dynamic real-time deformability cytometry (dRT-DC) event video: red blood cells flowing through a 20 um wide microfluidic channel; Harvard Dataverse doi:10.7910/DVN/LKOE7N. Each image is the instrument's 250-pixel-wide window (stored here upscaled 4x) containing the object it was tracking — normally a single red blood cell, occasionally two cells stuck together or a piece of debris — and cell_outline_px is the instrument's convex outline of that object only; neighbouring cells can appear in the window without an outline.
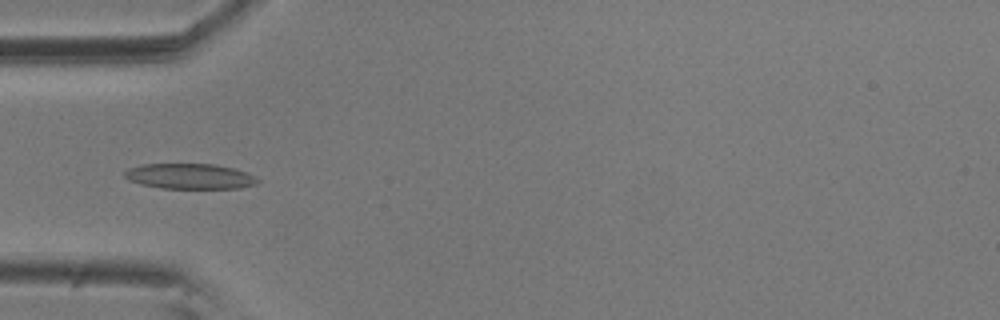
{"species": "common noctule bat (a hibernating species)", "species_latin": "Nyctalus noctula", "temperature_condition": "room temperature", "stored_images_in_passage": 5, "camera_frame_rate_fps": 3000, "um_per_image_px": 0.085, "animal": {"sex": "male", "body_mass_g": 20.5, "forearm_length_mm": 52.5}, "frame": {"image": 1, "passage_image": 4, "time_ms": 1.0, "image_size_px": [1000, 320], "cell_outline_px": [[260, 180], [256, 184], [240, 188], [160, 188], [140, 184], [128, 180], [124, 176], [124, 172], [128, 168], [144, 164], [216, 164], [232, 168], [256, 176]], "centroid_in_image_um": [16.12, 14.98], "position_along_channel_um": 68.9, "area_um2": 19.65}}
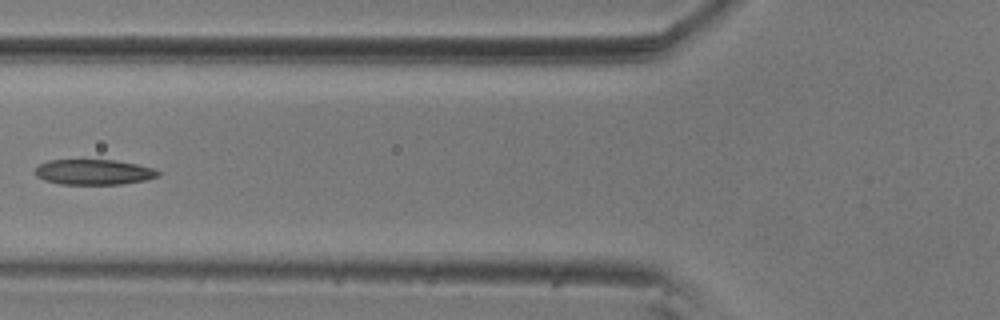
{"frame": {"image": 2, "passage_image": 5, "time_ms": 1.333, "image_size_px": [1000, 320], "cell_outline_px": [[160, 176], [148, 180], [120, 184], [60, 184], [44, 180], [36, 176], [36, 168], [40, 164], [48, 160], [116, 160], [156, 168], [160, 172]], "centroid_in_image_um": [8.02, 14.63], "position_along_channel_um": 117.8, "area_um2": 18.26}}